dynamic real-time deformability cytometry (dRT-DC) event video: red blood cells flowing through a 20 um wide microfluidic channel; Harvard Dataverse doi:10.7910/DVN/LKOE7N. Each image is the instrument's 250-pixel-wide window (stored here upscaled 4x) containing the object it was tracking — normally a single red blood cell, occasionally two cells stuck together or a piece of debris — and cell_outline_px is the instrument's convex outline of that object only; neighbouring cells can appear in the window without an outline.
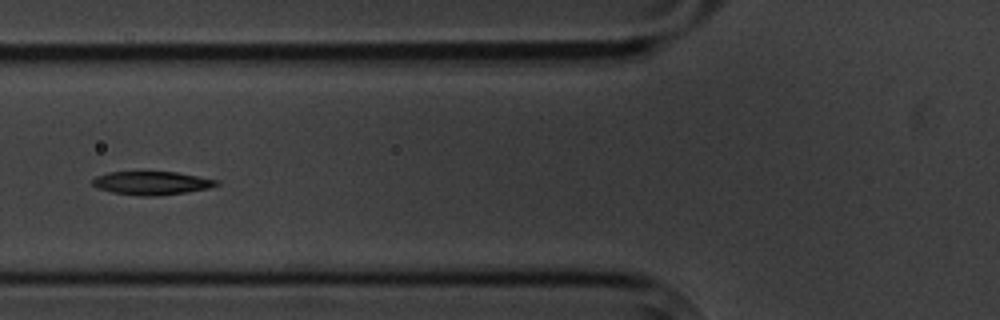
{"species": "common noctule bat (a hibernating species)", "species_latin": "Nyctalus noctula", "temperature_condition": "cold", "stored_images_in_passage": 9, "camera_frame_rate_fps": 3000, "um_per_image_px": 0.085, "animal": {"sex": "male", "body_mass_g": 20.1, "forearm_length_mm": 53.5}, "frame": {"image": 1, "passage_image": 3, "time_ms": 2.333, "image_size_px": [1000, 320], "cell_outline_px": [[220, 184], [208, 188], [188, 192], [156, 196], [140, 196], [112, 192], [96, 188], [92, 184], [92, 180], [96, 176], [108, 172], [176, 172], [220, 180]], "centroid_in_image_um": [12.9, 15.56], "position_along_channel_um": 112.9, "area_um2": 16.99}}
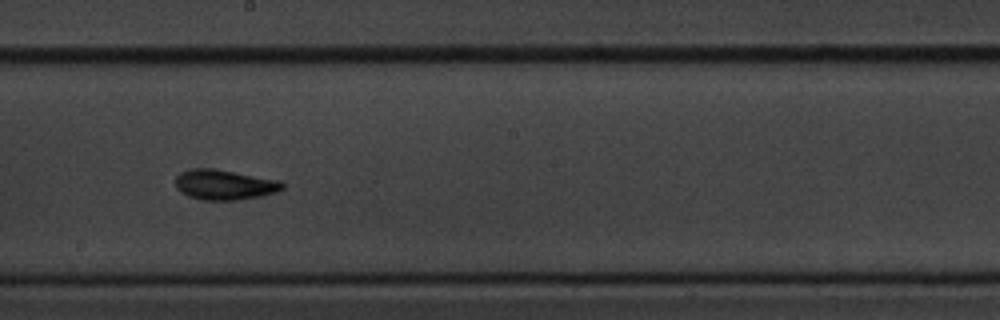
{"frame": {"image": 2, "passage_image": 6, "time_ms": 5.667, "image_size_px": [1000, 320], "cell_outline_px": [[284, 188], [276, 192], [260, 196], [236, 200], [204, 200], [188, 196], [180, 192], [176, 188], [176, 176], [180, 172], [196, 168], [212, 168], [280, 180], [284, 184]], "centroid_in_image_um": [19.07, 15.7], "position_along_channel_um": 229.1, "area_um2": 18.73}}
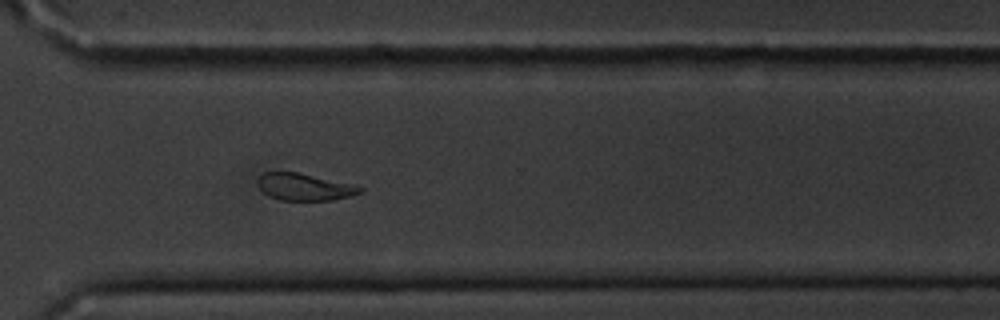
{"frame": {"image": 3, "passage_image": 9, "time_ms": 9.0, "image_size_px": [1000, 320], "cell_outline_px": [[364, 188], [360, 192], [348, 196], [332, 200], [280, 200], [268, 196], [256, 184], [256, 180], [264, 172], [296, 172], [352, 184]], "centroid_in_image_um": [25.82, 15.89], "position_along_channel_um": 344.8, "area_um2": 15.9}}